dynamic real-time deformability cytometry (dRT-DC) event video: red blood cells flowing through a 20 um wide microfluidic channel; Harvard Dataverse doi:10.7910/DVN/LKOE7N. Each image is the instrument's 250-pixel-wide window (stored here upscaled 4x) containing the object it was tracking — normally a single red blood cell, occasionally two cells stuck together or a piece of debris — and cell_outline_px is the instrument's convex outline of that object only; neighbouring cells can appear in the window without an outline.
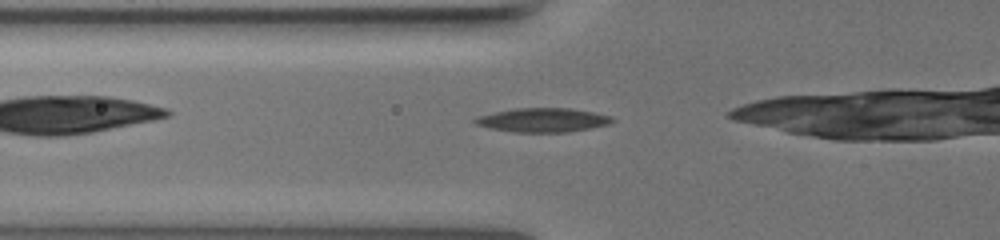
{"species": "common noctule bat (a hibernating species)", "species_latin": "Nyctalus noctula", "temperature_condition": "warm", "stored_images_in_passage": 20, "camera_frame_rate_fps": 3000, "um_per_image_px": 0.085, "animal": {"sex": "female", "body_mass_g": 19.5, "forearm_length_mm": 54.1}, "frame": {"image": 1, "passage_image": 4, "time_ms": 1.0, "image_size_px": [1000, 240], "cell_outline_px": [[616, 120], [612, 124], [592, 128], [568, 132], [512, 132], [488, 128], [476, 124], [472, 120], [476, 116], [516, 108], [572, 108], [612, 116]], "centroid_in_image_um": [46.17, 10.21], "position_along_channel_um": 79.6, "area_um2": 19.42}}
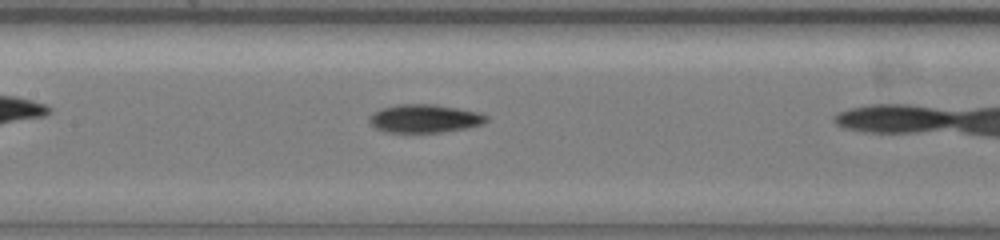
{"frame": {"image": 2, "passage_image": 12, "time_ms": 3.667, "image_size_px": [1000, 240], "cell_outline_px": [[488, 120], [484, 124], [468, 128], [444, 132], [384, 132], [372, 128], [368, 120], [368, 116], [372, 112], [380, 108], [396, 104], [436, 104], [480, 112], [488, 116]], "centroid_in_image_um": [36.06, 10.07], "position_along_channel_um": 171.3, "area_um2": 19.83}}
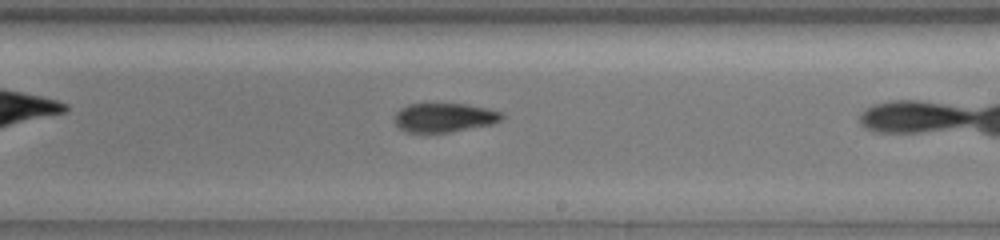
{"frame": {"image": 3, "passage_image": 19, "time_ms": 6.0, "image_size_px": [1000, 240], "cell_outline_px": [[504, 120], [492, 124], [452, 132], [408, 132], [400, 128], [396, 124], [396, 112], [400, 108], [408, 104], [464, 104], [488, 108], [504, 112]], "centroid_in_image_um": [37.83, 9.99], "position_along_channel_um": 251.2, "area_um2": 18.21}}